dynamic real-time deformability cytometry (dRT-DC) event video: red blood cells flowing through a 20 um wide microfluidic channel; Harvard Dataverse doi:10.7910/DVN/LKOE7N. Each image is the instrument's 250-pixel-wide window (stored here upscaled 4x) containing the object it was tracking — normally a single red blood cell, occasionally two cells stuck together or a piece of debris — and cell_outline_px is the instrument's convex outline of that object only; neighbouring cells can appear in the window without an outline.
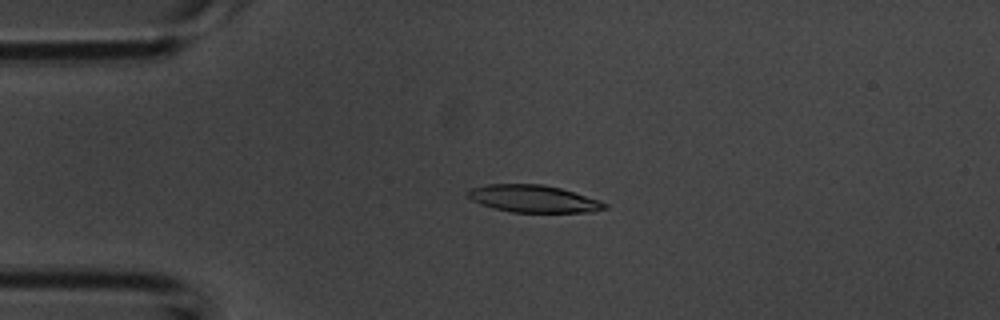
{"species": "common noctule bat (a hibernating species)", "species_latin": "Nyctalus noctula", "temperature_condition": "room temperature", "stored_images_in_passage": 43, "camera_frame_rate_fps": 3000, "um_per_image_px": 0.085, "animal": {"sex": "male", "body_mass_g": 20.1, "forearm_length_mm": 53.5}, "frame": {"image": 1, "passage_image": 9, "time_ms": 2.667, "image_size_px": [1000, 320], "cell_outline_px": [[608, 208], [592, 212], [512, 212], [492, 208], [472, 200], [468, 196], [468, 188], [488, 184], [544, 184], [560, 188], [600, 200], [608, 204]], "centroid_in_image_um": [45.35, 16.89], "position_along_channel_um": 39.6, "area_um2": 21.79}}
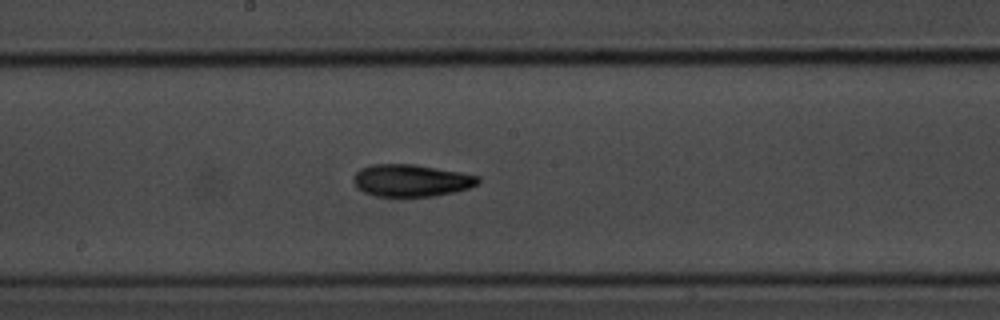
{"frame": {"image": 2, "passage_image": 25, "time_ms": 8.0, "image_size_px": [1000, 320], "cell_outline_px": [[480, 184], [468, 188], [452, 192], [432, 196], [376, 196], [364, 192], [356, 188], [352, 180], [356, 172], [360, 168], [372, 164], [412, 164], [480, 176]], "centroid_in_image_um": [34.91, 15.34], "position_along_channel_um": 213.3, "area_um2": 23.24}}
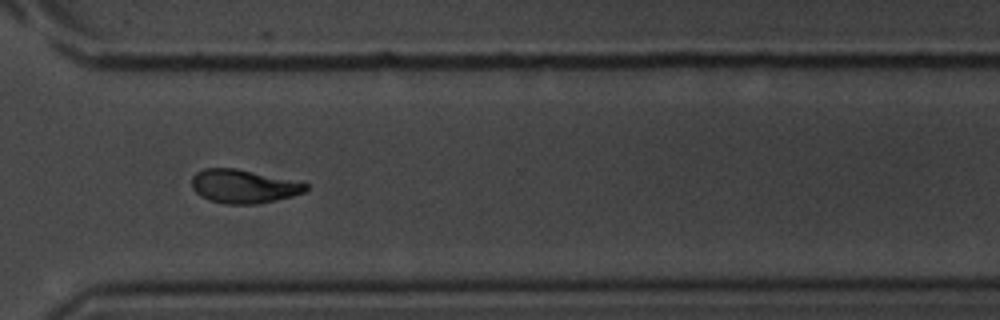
{"frame": {"image": 3, "passage_image": 36, "time_ms": 11.667, "image_size_px": [1000, 320], "cell_outline_px": [[308, 188], [304, 192], [292, 196], [256, 204], [228, 204], [208, 200], [200, 196], [192, 188], [192, 176], [196, 172], [204, 168], [236, 168], [304, 180], [308, 184]], "centroid_in_image_um": [20.76, 15.81], "position_along_channel_um": 349.8, "area_um2": 22.89}, "authors_computed_cell_mechanics": {"area_um2": 22.0796, "velocity_mm_per_s": 3.74, "shape_relaxation_time_tau1_ms": 2.8821, "shape_relaxation_time_tau2_ms": 3.9143, "deformation_change_tau1": 0.155, "deformation_change_tau2": 0.1126}}